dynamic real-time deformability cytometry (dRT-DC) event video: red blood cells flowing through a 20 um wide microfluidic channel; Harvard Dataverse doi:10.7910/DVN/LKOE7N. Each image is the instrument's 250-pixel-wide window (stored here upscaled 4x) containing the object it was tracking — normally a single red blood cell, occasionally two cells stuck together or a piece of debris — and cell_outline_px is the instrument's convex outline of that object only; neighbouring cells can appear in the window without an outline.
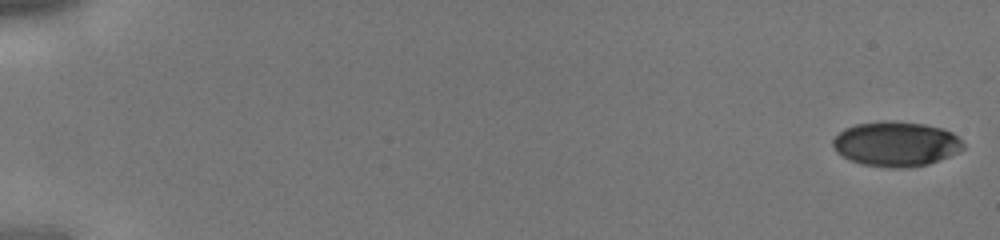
{"species": "human", "species_latin": "Homo sapiens", "temperature_condition": "cold", "stored_images_in_passage": 7, "camera_frame_rate_fps": 3000, "um_per_image_px": 0.085, "donor": {"sex": "male"}, "frame": {"image": 1, "passage_image": 1, "time_ms": 0.0, "image_size_px": [1000, 240], "cell_outline_px": [[964, 148], [948, 156], [928, 164], [904, 168], [888, 168], [860, 164], [836, 152], [832, 144], [832, 140], [844, 128], [856, 124], [884, 120], [892, 120], [924, 124], [944, 128], [952, 132], [964, 144]], "centroid_in_image_um": [76.14, 12.22], "position_along_channel_um": 8.9, "area_um2": 34.1}}
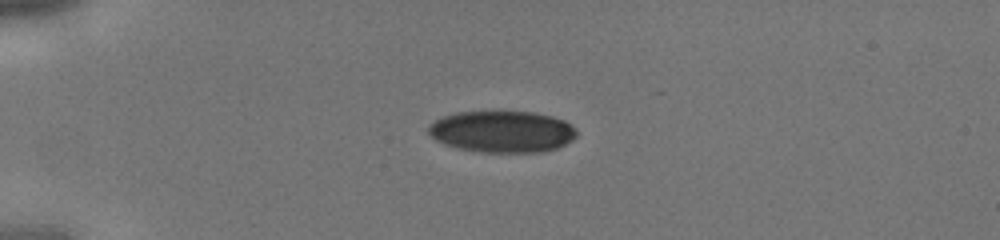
{"frame": {"image": 2, "passage_image": 5, "time_ms": 1.333, "image_size_px": [1000, 240], "cell_outline_px": [[576, 136], [572, 140], [556, 148], [544, 152], [480, 152], [456, 148], [444, 144], [436, 140], [428, 132], [428, 124], [444, 116], [456, 112], [496, 108], [532, 112], [552, 116], [564, 120], [572, 124], [576, 132]], "centroid_in_image_um": [42.66, 11.14], "position_along_channel_um": 42.3, "area_um2": 37.05}}
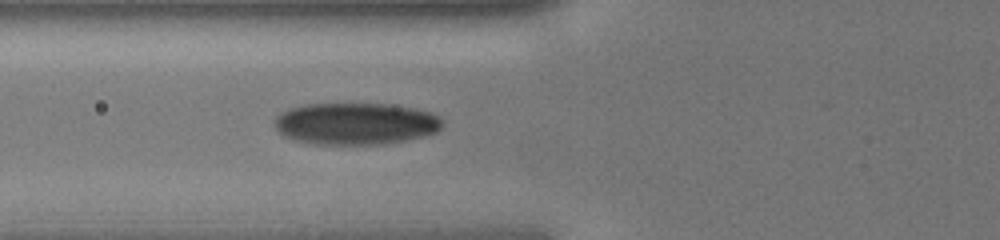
{"frame": {"image": 3, "passage_image": 7, "time_ms": 2.0, "image_size_px": [1000, 240], "cell_outline_px": [[444, 124], [436, 132], [424, 136], [384, 144], [312, 144], [296, 140], [284, 136], [272, 124], [272, 120], [280, 112], [288, 108], [304, 104], [388, 104], [416, 108], [440, 116], [444, 120]], "centroid_in_image_um": [30.21, 10.5], "position_along_channel_um": 95.6, "area_um2": 41.33}}